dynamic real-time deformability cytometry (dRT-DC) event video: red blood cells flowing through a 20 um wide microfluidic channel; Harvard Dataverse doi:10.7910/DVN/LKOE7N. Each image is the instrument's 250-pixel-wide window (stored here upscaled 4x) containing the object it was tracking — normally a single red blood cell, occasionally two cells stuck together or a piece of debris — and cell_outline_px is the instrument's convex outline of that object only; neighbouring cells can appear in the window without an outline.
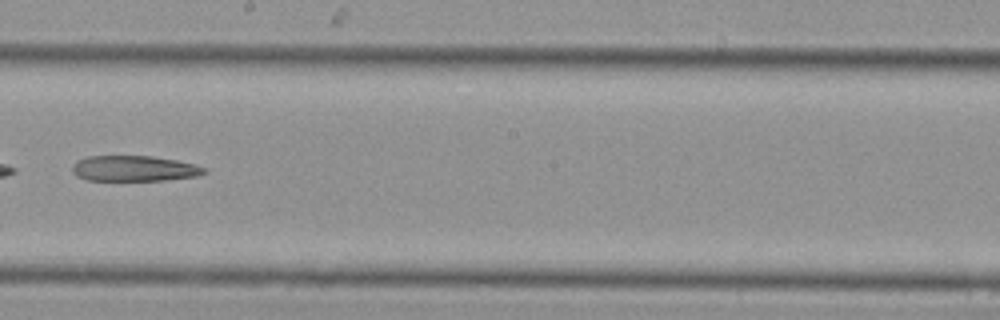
{"species": "Egyptian fruit bat (a non-hibernating species)", "species_latin": "Rousettus aegyptiacus", "temperature_condition": "cold", "stored_images_in_passage": 22, "camera_frame_rate_fps": 3000, "um_per_image_px": 0.085, "animal": {"sex": "female"}, "frame": {"image": 1, "passage_image": 10, "time_ms": 3.0, "image_size_px": [1000, 320], "cell_outline_px": [[208, 172], [196, 176], [164, 180], [88, 180], [76, 176], [72, 172], [72, 164], [88, 156], [152, 156], [176, 160], [196, 164], [204, 168]], "centroid_in_image_um": [11.4, 14.32], "position_along_channel_um": 236.8, "area_um2": 19.59}}
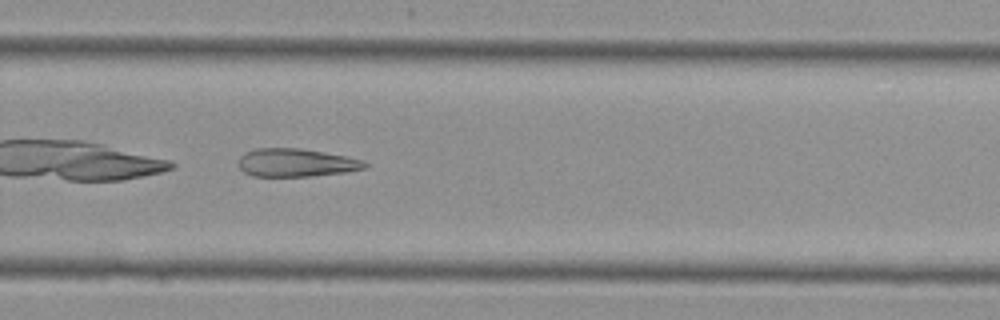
{"frame": {"image": 2, "passage_image": 13, "time_ms": 4.0, "image_size_px": [1000, 320], "cell_outline_px": [[368, 168], [348, 172], [312, 176], [252, 176], [244, 172], [240, 168], [240, 156], [244, 152], [256, 148], [300, 148], [344, 156], [364, 160], [368, 164]], "centroid_in_image_um": [25.2, 13.83], "position_along_channel_um": 304.6, "area_um2": 20.75}}